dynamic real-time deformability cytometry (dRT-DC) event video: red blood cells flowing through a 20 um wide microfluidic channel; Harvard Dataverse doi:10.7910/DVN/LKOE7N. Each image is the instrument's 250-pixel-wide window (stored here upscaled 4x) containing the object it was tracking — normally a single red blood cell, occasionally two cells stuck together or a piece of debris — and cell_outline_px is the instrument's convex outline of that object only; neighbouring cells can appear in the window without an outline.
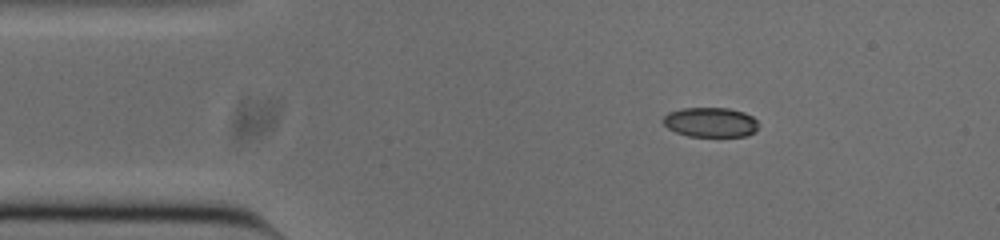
{"species": "common noctule bat (a hibernating species)", "species_latin": "Nyctalus noctula", "temperature_condition": "cold", "stored_images_in_passage": 45, "camera_frame_rate_fps": 3000, "um_per_image_px": 0.085, "animal": {"sex": "male", "body_mass_g": 20.0, "forearm_length_mm": 53.3}, "frame": {"image": 1, "passage_image": 1, "time_ms": 0.0, "image_size_px": [1000, 240], "cell_outline_px": [[756, 132], [748, 136], [688, 136], [676, 132], [668, 128], [660, 120], [668, 112], [680, 108], [728, 108], [744, 112], [752, 116], [756, 120]], "centroid_in_image_um": [60.36, 10.39], "position_along_channel_um": 24.6, "area_um2": 16.59}}
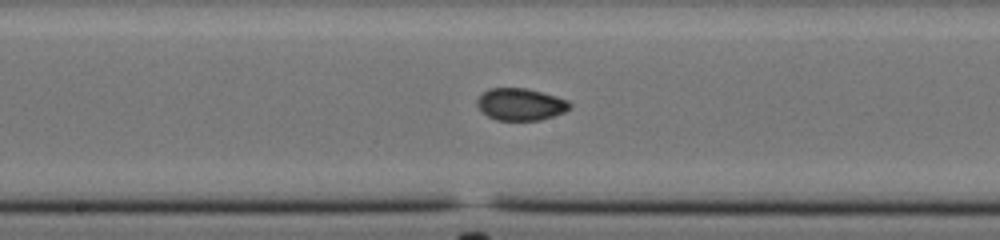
{"frame": {"image": 2, "passage_image": 19, "time_ms": 6.0, "image_size_px": [1000, 240], "cell_outline_px": [[572, 108], [564, 112], [540, 120], [496, 120], [488, 116], [476, 104], [476, 100], [488, 88], [524, 88], [556, 96], [568, 100], [572, 104]], "centroid_in_image_um": [44.27, 8.87], "position_along_channel_um": 203.9, "area_um2": 17.22}}
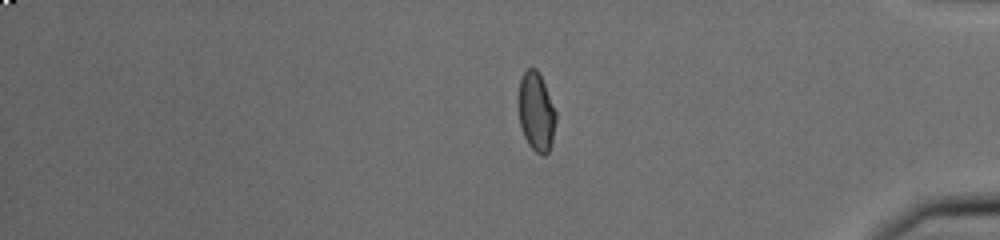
{"frame": {"image": 3, "passage_image": 36, "time_ms": 11.667, "image_size_px": [1000, 240], "cell_outline_px": [[556, 120], [552, 140], [548, 152], [544, 156], [540, 156], [528, 144], [524, 136], [520, 124], [520, 80], [524, 72], [528, 68], [536, 68], [544, 84], [556, 112]], "centroid_in_image_um": [45.6, 9.55], "position_along_channel_um": 389.6, "area_um2": 16.7}, "authors_computed_cell_mechanics": {"area_um2": 17.2244, "velocity_mm_per_s": 3.8418, "shape_relaxation_time_tau1_ms": null, "shape_relaxation_time_tau2_ms": 0.9968, "deformation_change_tau1": null, "deformation_change_tau2": 0.0359}}